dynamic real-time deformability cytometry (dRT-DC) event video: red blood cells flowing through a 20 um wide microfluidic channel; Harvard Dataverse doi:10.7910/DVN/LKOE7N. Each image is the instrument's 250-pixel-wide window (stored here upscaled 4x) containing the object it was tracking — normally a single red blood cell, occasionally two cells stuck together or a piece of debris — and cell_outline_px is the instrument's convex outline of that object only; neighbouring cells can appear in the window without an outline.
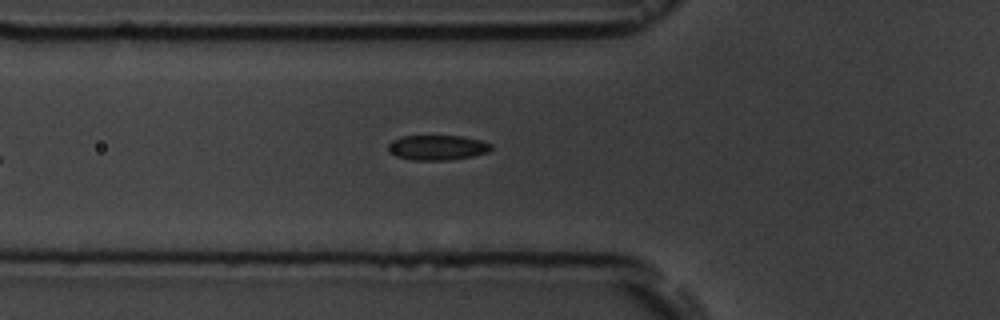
{"species": "common noctule bat (a hibernating species)", "species_latin": "Nyctalus noctula", "temperature_condition": "room temperature", "stored_images_in_passage": 6, "camera_frame_rate_fps": 3000, "um_per_image_px": 0.085, "animal": {"sex": "male", "body_mass_g": 19.5, "forearm_length_mm": 54.6}, "frame": {"image": 1, "passage_image": 6, "time_ms": 7.333, "image_size_px": [1000, 320], "cell_outline_px": [[492, 148], [488, 152], [472, 156], [448, 160], [412, 160], [396, 156], [388, 152], [388, 144], [392, 140], [400, 136], [460, 136], [480, 140], [492, 144]], "centroid_in_image_um": [37.14, 12.54], "position_along_channel_um": 88.7, "area_um2": 15.03}}